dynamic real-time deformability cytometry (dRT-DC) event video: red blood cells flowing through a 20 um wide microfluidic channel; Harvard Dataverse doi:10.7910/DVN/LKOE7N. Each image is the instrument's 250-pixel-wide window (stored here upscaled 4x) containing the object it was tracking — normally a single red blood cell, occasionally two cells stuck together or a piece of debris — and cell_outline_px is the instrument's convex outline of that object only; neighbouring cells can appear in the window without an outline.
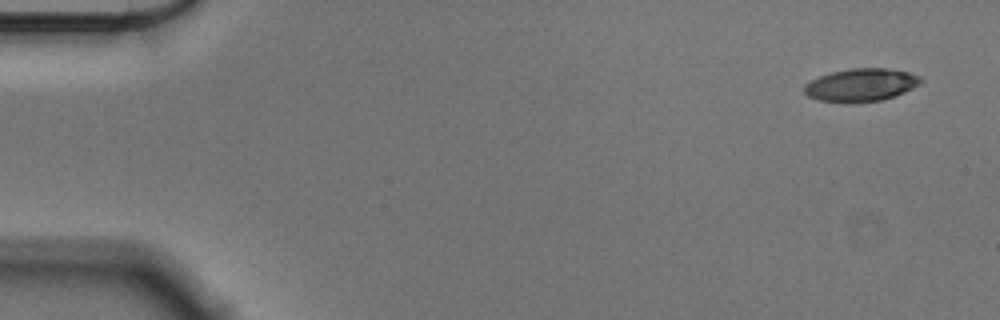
{"species": "Egyptian fruit bat (a non-hibernating species)", "species_latin": "Rousettus aegyptiacus", "temperature_condition": "cold", "stored_images_in_passage": 54, "camera_frame_rate_fps": 3000, "um_per_image_px": 0.085, "animal": {"sex": "male"}, "frame": {"image": 1, "passage_image": 1, "time_ms": 0.0, "image_size_px": [1000, 320], "cell_outline_px": [[924, 80], [920, 84], [896, 96], [880, 100], [820, 100], [808, 96], [804, 92], [804, 84], [820, 76], [832, 72], [848, 68], [888, 68], [908, 72], [920, 76]], "centroid_in_image_um": [73.24, 7.17], "position_along_channel_um": 11.8, "area_um2": 21.68}}
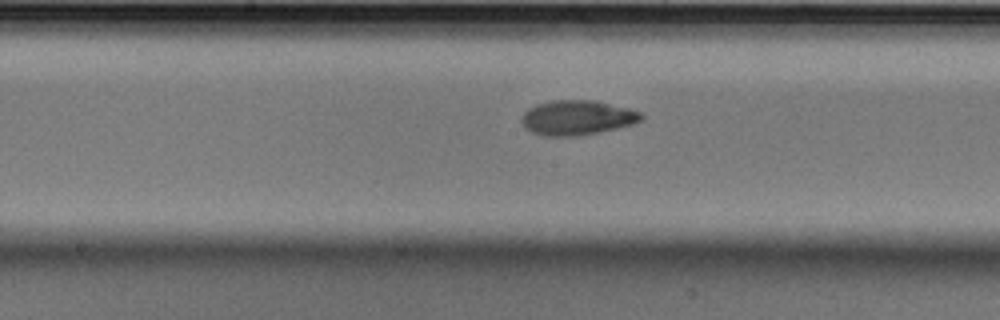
{"frame": {"image": 2, "passage_image": 27, "time_ms": 8.667, "image_size_px": [1000, 320], "cell_outline_px": [[644, 116], [640, 120], [632, 124], [600, 132], [580, 136], [544, 136], [532, 132], [520, 120], [524, 112], [528, 108], [536, 104], [552, 100], [592, 100], [628, 108], [640, 112]], "centroid_in_image_um": [49.04, 10.0], "position_along_channel_um": 199.2, "area_um2": 24.1}}
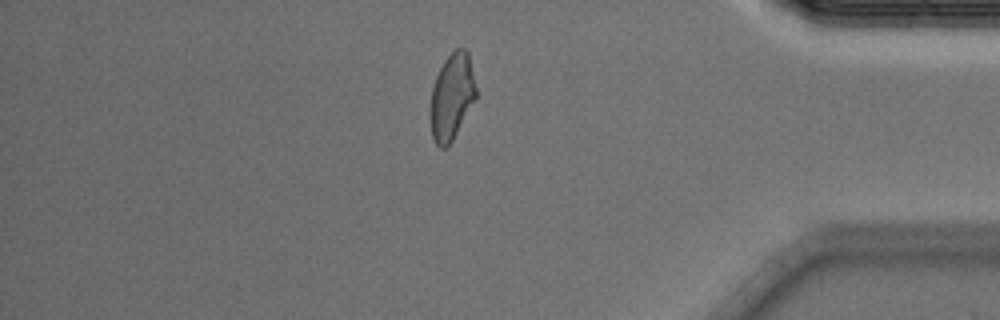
{"frame": {"image": 3, "passage_image": 46, "time_ms": 15.0, "image_size_px": [1000, 320], "cell_outline_px": [[476, 100], [452, 140], [444, 148], [440, 148], [436, 144], [432, 136], [428, 116], [428, 112], [432, 88], [436, 76], [444, 60], [456, 48], [464, 48], [468, 52], [476, 88]], "centroid_in_image_um": [38.38, 8.24], "position_along_channel_um": 396.8, "area_um2": 23.18}, "authors_computed_cell_mechanics": {"area_um2": 23.1778, "velocity_mm_per_s": 3.5767, "shape_relaxation_time_tau1_ms": 4.8978, "shape_relaxation_time_tau2_ms": 2.55, "deformation_change_tau1": 0.138, "deformation_change_tau2": 0.0781}}